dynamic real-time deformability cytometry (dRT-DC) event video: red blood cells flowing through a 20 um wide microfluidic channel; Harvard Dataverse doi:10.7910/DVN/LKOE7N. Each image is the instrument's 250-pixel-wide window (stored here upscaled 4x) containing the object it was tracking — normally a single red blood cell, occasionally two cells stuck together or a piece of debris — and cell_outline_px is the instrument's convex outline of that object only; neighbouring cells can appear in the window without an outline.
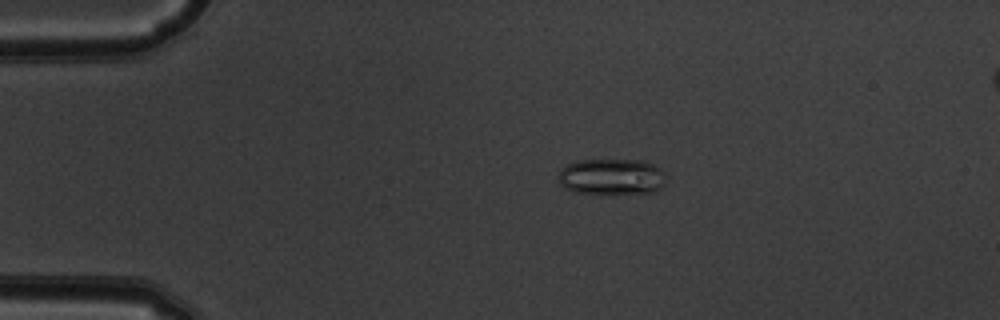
{"species": "common noctule bat (a hibernating species)", "species_latin": "Nyctalus noctula", "temperature_condition": "warm", "stored_images_in_passage": 51, "camera_frame_rate_fps": 3000, "um_per_image_px": 0.085, "animal": {"sex": "male", "body_mass_g": 19.5, "forearm_length_mm": 54.6}, "frame": {"image": 1, "passage_image": 11, "time_ms": 3.333, "image_size_px": [1000, 320], "cell_outline_px": [[664, 184], [656, 192], [572, 192], [564, 188], [560, 184], [560, 168], [576, 160], [644, 160], [660, 168], [664, 172]], "centroid_in_image_um": [51.98, 14.99], "position_along_channel_um": 33.0, "area_um2": 22.31}}
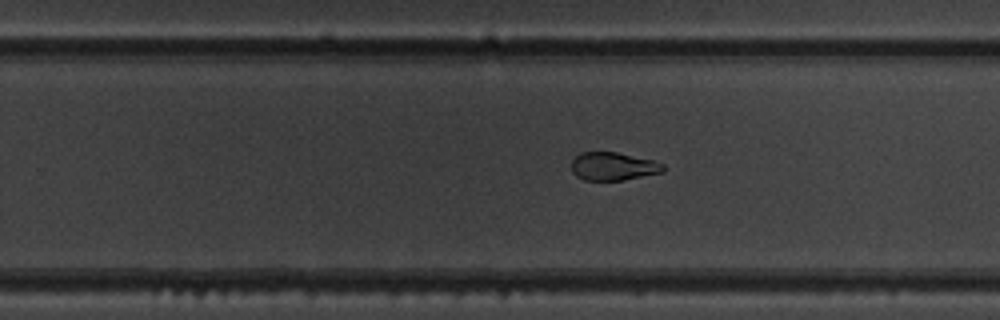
{"frame": {"image": 2, "passage_image": 33, "time_ms": 10.667, "image_size_px": [1000, 320], "cell_outline_px": [[664, 172], [624, 180], [584, 180], [576, 176], [572, 172], [572, 160], [580, 152], [616, 152], [652, 160], [664, 164]], "centroid_in_image_um": [52.11, 14.14], "position_along_channel_um": 277.7, "area_um2": 15.03}}
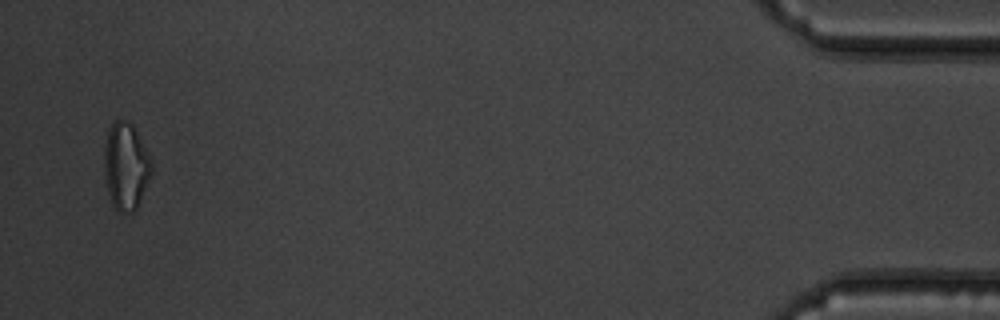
{"frame": {"image": 3, "passage_image": 50, "time_ms": 16.333, "image_size_px": [1000, 320], "cell_outline_px": [[152, 176], [136, 208], [132, 212], [120, 212], [112, 204], [108, 192], [104, 168], [104, 144], [108, 128], [116, 120], [128, 120], [132, 124], [152, 160]], "centroid_in_image_um": [10.7, 14.11], "position_along_channel_um": 424.5, "area_um2": 24.04}, "authors_computed_cell_mechanics": {"area_um2": 18.1492, "velocity_mm_per_s": 4.0092, "shape_relaxation_time_tau1_ms": null, "shape_relaxation_time_tau2_ms": 2.6013, "deformation_change_tau1": null, "deformation_change_tau2": 0.0822}}